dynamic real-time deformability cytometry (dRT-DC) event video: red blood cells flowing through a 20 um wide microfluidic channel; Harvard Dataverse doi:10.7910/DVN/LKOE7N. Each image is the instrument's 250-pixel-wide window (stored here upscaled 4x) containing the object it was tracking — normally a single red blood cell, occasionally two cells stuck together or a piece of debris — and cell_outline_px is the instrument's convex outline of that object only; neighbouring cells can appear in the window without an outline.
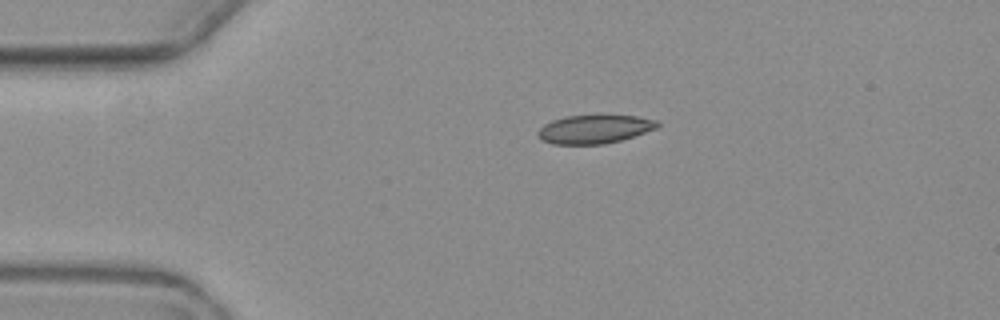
{"species": "common noctule bat (a hibernating species)", "species_latin": "Nyctalus noctula", "temperature_condition": "warm", "stored_images_in_passage": 3, "camera_frame_rate_fps": 3000, "um_per_image_px": 0.085, "animal": {"sex": "female", "body_mass_g": 19.3, "forearm_length_mm": 54.1}, "frame": {"image": 1, "passage_image": 1, "time_ms": 0.0, "image_size_px": [1000, 320], "cell_outline_px": [[660, 124], [656, 128], [620, 140], [604, 144], [552, 144], [540, 140], [536, 136], [536, 132], [544, 124], [552, 120], [564, 116], [596, 112], [636, 116], [656, 120]], "centroid_in_image_um": [50.47, 10.93], "position_along_channel_um": 34.5, "area_um2": 20.75}}